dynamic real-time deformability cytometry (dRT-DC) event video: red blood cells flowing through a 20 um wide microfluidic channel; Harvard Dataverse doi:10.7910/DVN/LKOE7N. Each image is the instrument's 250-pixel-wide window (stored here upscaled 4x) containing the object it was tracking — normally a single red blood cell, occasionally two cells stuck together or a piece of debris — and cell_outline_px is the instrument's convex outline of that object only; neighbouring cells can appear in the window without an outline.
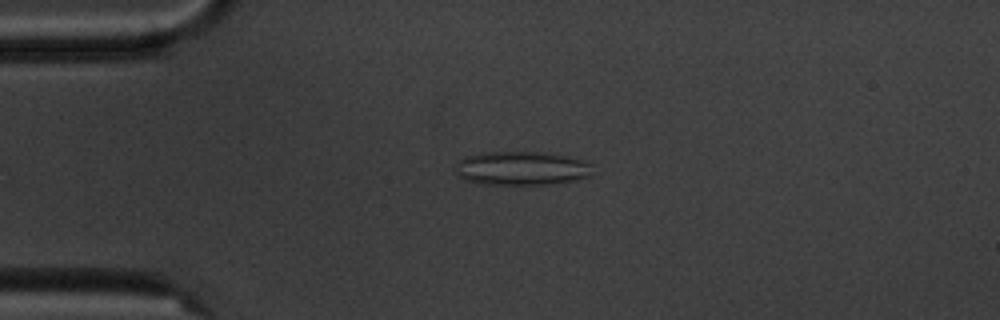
{"species": "common noctule bat (a hibernating species)", "species_latin": "Nyctalus noctula", "temperature_condition": "cold", "stored_images_in_passage": 5, "camera_frame_rate_fps": 3000, "um_per_image_px": 0.085, "animal": {"sex": "male", "body_mass_g": 20.1, "forearm_length_mm": 53.5}, "frame": {"image": 1, "passage_image": 5, "time_ms": 5.667, "image_size_px": [1000, 320], "cell_outline_px": [[592, 176], [576, 180], [552, 184], [480, 184], [464, 180], [456, 176], [452, 168], [464, 156], [488, 152], [540, 152], [568, 156], [592, 164]], "centroid_in_image_um": [44.29, 14.31], "position_along_channel_um": 40.7, "area_um2": 27.4}}